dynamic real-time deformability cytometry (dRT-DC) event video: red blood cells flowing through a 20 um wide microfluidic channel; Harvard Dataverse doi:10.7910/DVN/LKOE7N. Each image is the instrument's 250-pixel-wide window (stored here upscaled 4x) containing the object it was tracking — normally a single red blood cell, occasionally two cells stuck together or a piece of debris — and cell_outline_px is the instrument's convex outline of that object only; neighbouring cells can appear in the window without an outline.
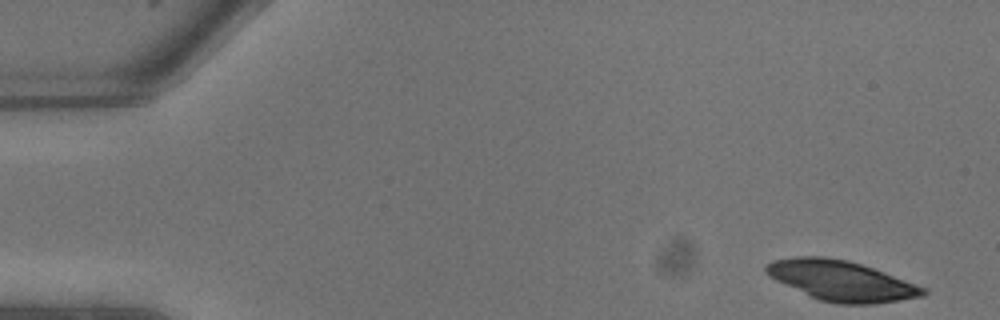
{"species": "common noctule bat (a hibernating species)", "species_latin": "Nyctalus noctula", "temperature_condition": "warm", "stored_images_in_passage": 8, "camera_frame_rate_fps": 3000, "um_per_image_px": 0.085, "animal": {"sex": "male", "body_mass_g": 13.3}, "frame": {"image": 1, "passage_image": 1, "time_ms": 0.0, "image_size_px": [1000, 320], "cell_outline_px": [[928, 292], [924, 296], [872, 304], [836, 304], [820, 300], [776, 280], [768, 276], [764, 272], [764, 268], [768, 264], [776, 260], [796, 256], [824, 256], [848, 260], [884, 272], [928, 288]], "centroid_in_image_um": [71.54, 23.86], "position_along_channel_um": 13.5, "area_um2": 36.53}}